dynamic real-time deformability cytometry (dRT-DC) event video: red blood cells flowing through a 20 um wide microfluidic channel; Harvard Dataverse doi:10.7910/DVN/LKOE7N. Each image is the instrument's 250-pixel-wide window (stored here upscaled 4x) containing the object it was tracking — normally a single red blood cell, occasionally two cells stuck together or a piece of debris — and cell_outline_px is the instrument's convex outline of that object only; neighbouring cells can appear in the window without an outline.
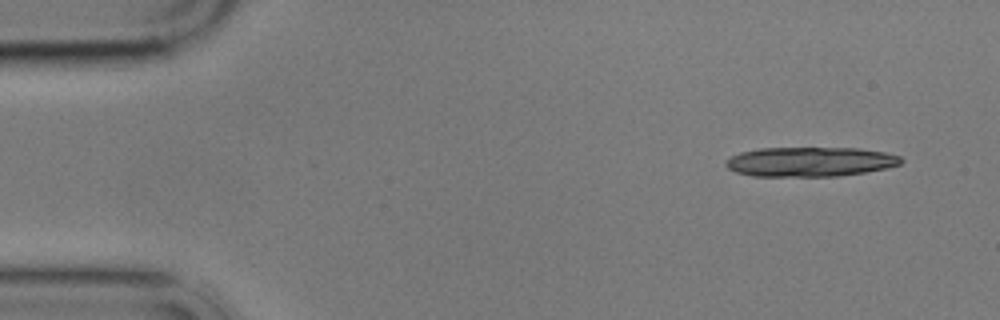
{"species": "common noctule bat (a hibernating species)", "species_latin": "Nyctalus noctula", "temperature_condition": "cold", "stored_images_in_passage": 9, "camera_frame_rate_fps": 3000, "um_per_image_px": 0.085, "animal": {"sex": "male", "body_mass_g": 17.9}, "frame": {"image": 1, "passage_image": 1, "time_ms": 0.0, "image_size_px": [1000, 320], "cell_outline_px": [[904, 160], [900, 164], [888, 168], [864, 172], [836, 176], [752, 176], [736, 172], [728, 168], [724, 164], [732, 156], [740, 152], [760, 148], [860, 148], [884, 152], [900, 156]], "centroid_in_image_um": [68.87, 13.74], "position_along_channel_um": 16.1, "area_um2": 30.17}}
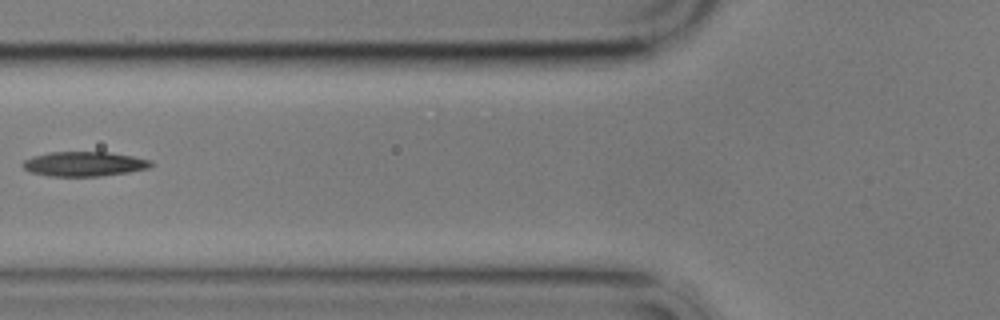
{"frame": {"image": 2, "passage_image": 6, "time_ms": 6.0, "image_size_px": [1000, 320], "cell_outline_px": [[152, 164], [148, 168], [128, 172], [100, 176], [48, 176], [32, 172], [24, 168], [20, 164], [24, 160], [32, 156], [48, 152], [108, 152], [132, 156], [152, 160]], "centroid_in_image_um": [7.12, 13.93], "position_along_channel_um": 118.7, "area_um2": 18.38}}
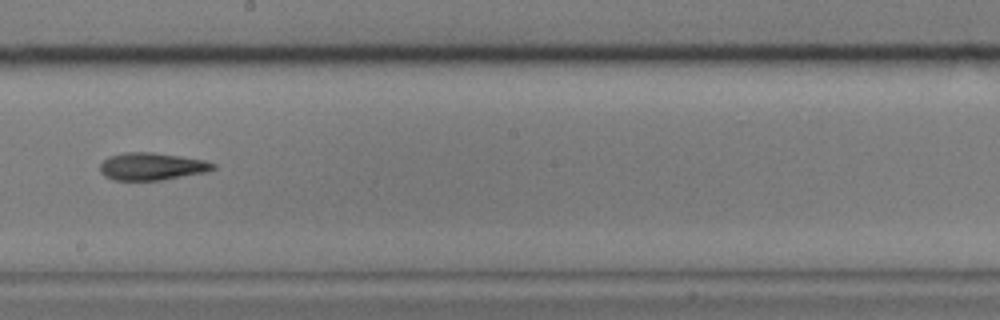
{"frame": {"image": 3, "passage_image": 9, "time_ms": 9.333, "image_size_px": [1000, 320], "cell_outline_px": [[216, 168], [208, 172], [160, 180], [112, 180], [104, 176], [100, 172], [100, 164], [108, 156], [124, 152], [152, 152], [180, 156], [204, 160], [216, 164]], "centroid_in_image_um": [12.9, 14.14], "position_along_channel_um": 235.3, "area_um2": 18.21}}